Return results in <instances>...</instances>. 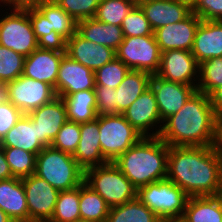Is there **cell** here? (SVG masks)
I'll return each instance as SVG.
<instances>
[{
    "label": "cell",
    "mask_w": 222,
    "mask_h": 222,
    "mask_svg": "<svg viewBox=\"0 0 222 222\" xmlns=\"http://www.w3.org/2000/svg\"><path fill=\"white\" fill-rule=\"evenodd\" d=\"M25 57L0 45V84L5 85L23 74Z\"/></svg>",
    "instance_id": "cell-36"
},
{
    "label": "cell",
    "mask_w": 222,
    "mask_h": 222,
    "mask_svg": "<svg viewBox=\"0 0 222 222\" xmlns=\"http://www.w3.org/2000/svg\"><path fill=\"white\" fill-rule=\"evenodd\" d=\"M122 115L142 136H159L163 127L154 92L149 87ZM160 123V125H158ZM162 123V124H161ZM158 125V126H157ZM154 127L155 131H154ZM152 129V130H151ZM152 131L150 133L149 131Z\"/></svg>",
    "instance_id": "cell-15"
},
{
    "label": "cell",
    "mask_w": 222,
    "mask_h": 222,
    "mask_svg": "<svg viewBox=\"0 0 222 222\" xmlns=\"http://www.w3.org/2000/svg\"><path fill=\"white\" fill-rule=\"evenodd\" d=\"M95 88L94 71L81 63L71 59L65 54L60 62L57 81L56 95L69 96L78 91H85Z\"/></svg>",
    "instance_id": "cell-18"
},
{
    "label": "cell",
    "mask_w": 222,
    "mask_h": 222,
    "mask_svg": "<svg viewBox=\"0 0 222 222\" xmlns=\"http://www.w3.org/2000/svg\"><path fill=\"white\" fill-rule=\"evenodd\" d=\"M137 198L160 218L183 216L189 196L165 178L138 188Z\"/></svg>",
    "instance_id": "cell-6"
},
{
    "label": "cell",
    "mask_w": 222,
    "mask_h": 222,
    "mask_svg": "<svg viewBox=\"0 0 222 222\" xmlns=\"http://www.w3.org/2000/svg\"><path fill=\"white\" fill-rule=\"evenodd\" d=\"M192 12L201 20L222 21V0H198Z\"/></svg>",
    "instance_id": "cell-44"
},
{
    "label": "cell",
    "mask_w": 222,
    "mask_h": 222,
    "mask_svg": "<svg viewBox=\"0 0 222 222\" xmlns=\"http://www.w3.org/2000/svg\"><path fill=\"white\" fill-rule=\"evenodd\" d=\"M80 141V123L67 120L52 141L51 146L73 155Z\"/></svg>",
    "instance_id": "cell-40"
},
{
    "label": "cell",
    "mask_w": 222,
    "mask_h": 222,
    "mask_svg": "<svg viewBox=\"0 0 222 222\" xmlns=\"http://www.w3.org/2000/svg\"><path fill=\"white\" fill-rule=\"evenodd\" d=\"M217 115L209 95L196 91L163 122L159 137L168 146H215Z\"/></svg>",
    "instance_id": "cell-2"
},
{
    "label": "cell",
    "mask_w": 222,
    "mask_h": 222,
    "mask_svg": "<svg viewBox=\"0 0 222 222\" xmlns=\"http://www.w3.org/2000/svg\"><path fill=\"white\" fill-rule=\"evenodd\" d=\"M216 146L222 150V114L217 115Z\"/></svg>",
    "instance_id": "cell-48"
},
{
    "label": "cell",
    "mask_w": 222,
    "mask_h": 222,
    "mask_svg": "<svg viewBox=\"0 0 222 222\" xmlns=\"http://www.w3.org/2000/svg\"><path fill=\"white\" fill-rule=\"evenodd\" d=\"M35 175L58 191L75 189L84 182V170L74 157L52 146L44 147L37 154Z\"/></svg>",
    "instance_id": "cell-4"
},
{
    "label": "cell",
    "mask_w": 222,
    "mask_h": 222,
    "mask_svg": "<svg viewBox=\"0 0 222 222\" xmlns=\"http://www.w3.org/2000/svg\"><path fill=\"white\" fill-rule=\"evenodd\" d=\"M0 209L14 222H29V211L22 179L0 180Z\"/></svg>",
    "instance_id": "cell-23"
},
{
    "label": "cell",
    "mask_w": 222,
    "mask_h": 222,
    "mask_svg": "<svg viewBox=\"0 0 222 222\" xmlns=\"http://www.w3.org/2000/svg\"><path fill=\"white\" fill-rule=\"evenodd\" d=\"M136 5L131 0H100L95 18L107 24L121 26L123 19Z\"/></svg>",
    "instance_id": "cell-34"
},
{
    "label": "cell",
    "mask_w": 222,
    "mask_h": 222,
    "mask_svg": "<svg viewBox=\"0 0 222 222\" xmlns=\"http://www.w3.org/2000/svg\"><path fill=\"white\" fill-rule=\"evenodd\" d=\"M153 31L185 19L192 10L176 0H145L138 4Z\"/></svg>",
    "instance_id": "cell-22"
},
{
    "label": "cell",
    "mask_w": 222,
    "mask_h": 222,
    "mask_svg": "<svg viewBox=\"0 0 222 222\" xmlns=\"http://www.w3.org/2000/svg\"><path fill=\"white\" fill-rule=\"evenodd\" d=\"M121 28L124 37L154 35L148 19L138 4L123 19Z\"/></svg>",
    "instance_id": "cell-38"
},
{
    "label": "cell",
    "mask_w": 222,
    "mask_h": 222,
    "mask_svg": "<svg viewBox=\"0 0 222 222\" xmlns=\"http://www.w3.org/2000/svg\"><path fill=\"white\" fill-rule=\"evenodd\" d=\"M131 1L135 2L136 4H139L140 2L145 1V0H131Z\"/></svg>",
    "instance_id": "cell-54"
},
{
    "label": "cell",
    "mask_w": 222,
    "mask_h": 222,
    "mask_svg": "<svg viewBox=\"0 0 222 222\" xmlns=\"http://www.w3.org/2000/svg\"><path fill=\"white\" fill-rule=\"evenodd\" d=\"M79 209L81 220L106 222L110 207L97 192L83 182L80 185Z\"/></svg>",
    "instance_id": "cell-30"
},
{
    "label": "cell",
    "mask_w": 222,
    "mask_h": 222,
    "mask_svg": "<svg viewBox=\"0 0 222 222\" xmlns=\"http://www.w3.org/2000/svg\"><path fill=\"white\" fill-rule=\"evenodd\" d=\"M181 4L186 5L189 9L193 10L198 0H176Z\"/></svg>",
    "instance_id": "cell-50"
},
{
    "label": "cell",
    "mask_w": 222,
    "mask_h": 222,
    "mask_svg": "<svg viewBox=\"0 0 222 222\" xmlns=\"http://www.w3.org/2000/svg\"><path fill=\"white\" fill-rule=\"evenodd\" d=\"M64 48L71 59L94 72L116 57L112 48L88 41L77 32L64 43Z\"/></svg>",
    "instance_id": "cell-19"
},
{
    "label": "cell",
    "mask_w": 222,
    "mask_h": 222,
    "mask_svg": "<svg viewBox=\"0 0 222 222\" xmlns=\"http://www.w3.org/2000/svg\"><path fill=\"white\" fill-rule=\"evenodd\" d=\"M2 147H17L38 154L44 146L38 140L37 124L23 114L0 141Z\"/></svg>",
    "instance_id": "cell-25"
},
{
    "label": "cell",
    "mask_w": 222,
    "mask_h": 222,
    "mask_svg": "<svg viewBox=\"0 0 222 222\" xmlns=\"http://www.w3.org/2000/svg\"><path fill=\"white\" fill-rule=\"evenodd\" d=\"M27 115L37 124L38 140L44 147L51 146L57 133L68 120L65 103L58 96Z\"/></svg>",
    "instance_id": "cell-17"
},
{
    "label": "cell",
    "mask_w": 222,
    "mask_h": 222,
    "mask_svg": "<svg viewBox=\"0 0 222 222\" xmlns=\"http://www.w3.org/2000/svg\"><path fill=\"white\" fill-rule=\"evenodd\" d=\"M97 115H117L116 89L109 86L95 85Z\"/></svg>",
    "instance_id": "cell-42"
},
{
    "label": "cell",
    "mask_w": 222,
    "mask_h": 222,
    "mask_svg": "<svg viewBox=\"0 0 222 222\" xmlns=\"http://www.w3.org/2000/svg\"><path fill=\"white\" fill-rule=\"evenodd\" d=\"M152 74L130 70L116 88L118 114H122L143 92L150 87Z\"/></svg>",
    "instance_id": "cell-26"
},
{
    "label": "cell",
    "mask_w": 222,
    "mask_h": 222,
    "mask_svg": "<svg viewBox=\"0 0 222 222\" xmlns=\"http://www.w3.org/2000/svg\"><path fill=\"white\" fill-rule=\"evenodd\" d=\"M77 22L95 17L100 0H54Z\"/></svg>",
    "instance_id": "cell-41"
},
{
    "label": "cell",
    "mask_w": 222,
    "mask_h": 222,
    "mask_svg": "<svg viewBox=\"0 0 222 222\" xmlns=\"http://www.w3.org/2000/svg\"><path fill=\"white\" fill-rule=\"evenodd\" d=\"M168 152L159 136H143L113 162L138 189L166 178Z\"/></svg>",
    "instance_id": "cell-3"
},
{
    "label": "cell",
    "mask_w": 222,
    "mask_h": 222,
    "mask_svg": "<svg viewBox=\"0 0 222 222\" xmlns=\"http://www.w3.org/2000/svg\"><path fill=\"white\" fill-rule=\"evenodd\" d=\"M22 115L23 113L6 98L0 101V141Z\"/></svg>",
    "instance_id": "cell-43"
},
{
    "label": "cell",
    "mask_w": 222,
    "mask_h": 222,
    "mask_svg": "<svg viewBox=\"0 0 222 222\" xmlns=\"http://www.w3.org/2000/svg\"><path fill=\"white\" fill-rule=\"evenodd\" d=\"M222 150L215 146H169L166 178L189 197L217 196Z\"/></svg>",
    "instance_id": "cell-1"
},
{
    "label": "cell",
    "mask_w": 222,
    "mask_h": 222,
    "mask_svg": "<svg viewBox=\"0 0 222 222\" xmlns=\"http://www.w3.org/2000/svg\"><path fill=\"white\" fill-rule=\"evenodd\" d=\"M150 88L154 92L162 122L177 113L197 91L192 85L172 82L152 75Z\"/></svg>",
    "instance_id": "cell-14"
},
{
    "label": "cell",
    "mask_w": 222,
    "mask_h": 222,
    "mask_svg": "<svg viewBox=\"0 0 222 222\" xmlns=\"http://www.w3.org/2000/svg\"><path fill=\"white\" fill-rule=\"evenodd\" d=\"M8 9L10 13L0 19V45L27 57L41 45L33 32L29 7Z\"/></svg>",
    "instance_id": "cell-8"
},
{
    "label": "cell",
    "mask_w": 222,
    "mask_h": 222,
    "mask_svg": "<svg viewBox=\"0 0 222 222\" xmlns=\"http://www.w3.org/2000/svg\"><path fill=\"white\" fill-rule=\"evenodd\" d=\"M4 96L23 114H28L57 97L51 85L23 75L4 85Z\"/></svg>",
    "instance_id": "cell-10"
},
{
    "label": "cell",
    "mask_w": 222,
    "mask_h": 222,
    "mask_svg": "<svg viewBox=\"0 0 222 222\" xmlns=\"http://www.w3.org/2000/svg\"><path fill=\"white\" fill-rule=\"evenodd\" d=\"M75 222H90V221H85V220H77V221H75Z\"/></svg>",
    "instance_id": "cell-55"
},
{
    "label": "cell",
    "mask_w": 222,
    "mask_h": 222,
    "mask_svg": "<svg viewBox=\"0 0 222 222\" xmlns=\"http://www.w3.org/2000/svg\"><path fill=\"white\" fill-rule=\"evenodd\" d=\"M159 217L138 198L109 209L106 222H157Z\"/></svg>",
    "instance_id": "cell-31"
},
{
    "label": "cell",
    "mask_w": 222,
    "mask_h": 222,
    "mask_svg": "<svg viewBox=\"0 0 222 222\" xmlns=\"http://www.w3.org/2000/svg\"><path fill=\"white\" fill-rule=\"evenodd\" d=\"M22 182L29 211V222H49L59 191L35 174L22 178Z\"/></svg>",
    "instance_id": "cell-11"
},
{
    "label": "cell",
    "mask_w": 222,
    "mask_h": 222,
    "mask_svg": "<svg viewBox=\"0 0 222 222\" xmlns=\"http://www.w3.org/2000/svg\"><path fill=\"white\" fill-rule=\"evenodd\" d=\"M217 197L219 198V200L222 203V176H221V180H220L219 191H218Z\"/></svg>",
    "instance_id": "cell-52"
},
{
    "label": "cell",
    "mask_w": 222,
    "mask_h": 222,
    "mask_svg": "<svg viewBox=\"0 0 222 222\" xmlns=\"http://www.w3.org/2000/svg\"><path fill=\"white\" fill-rule=\"evenodd\" d=\"M13 175L9 168V164L6 161L3 147L0 145V180H6L12 178Z\"/></svg>",
    "instance_id": "cell-46"
},
{
    "label": "cell",
    "mask_w": 222,
    "mask_h": 222,
    "mask_svg": "<svg viewBox=\"0 0 222 222\" xmlns=\"http://www.w3.org/2000/svg\"><path fill=\"white\" fill-rule=\"evenodd\" d=\"M199 67L200 64L191 51L169 50L162 52L160 67L156 75L168 81L192 85L197 88Z\"/></svg>",
    "instance_id": "cell-13"
},
{
    "label": "cell",
    "mask_w": 222,
    "mask_h": 222,
    "mask_svg": "<svg viewBox=\"0 0 222 222\" xmlns=\"http://www.w3.org/2000/svg\"><path fill=\"white\" fill-rule=\"evenodd\" d=\"M84 182L97 192L110 208L137 198V188L114 162L86 169Z\"/></svg>",
    "instance_id": "cell-5"
},
{
    "label": "cell",
    "mask_w": 222,
    "mask_h": 222,
    "mask_svg": "<svg viewBox=\"0 0 222 222\" xmlns=\"http://www.w3.org/2000/svg\"><path fill=\"white\" fill-rule=\"evenodd\" d=\"M29 18L33 32L41 45H64L55 32L50 29L49 20L36 7H29Z\"/></svg>",
    "instance_id": "cell-39"
},
{
    "label": "cell",
    "mask_w": 222,
    "mask_h": 222,
    "mask_svg": "<svg viewBox=\"0 0 222 222\" xmlns=\"http://www.w3.org/2000/svg\"><path fill=\"white\" fill-rule=\"evenodd\" d=\"M3 98H5V96H4V86L1 85V86H0V101H1Z\"/></svg>",
    "instance_id": "cell-53"
},
{
    "label": "cell",
    "mask_w": 222,
    "mask_h": 222,
    "mask_svg": "<svg viewBox=\"0 0 222 222\" xmlns=\"http://www.w3.org/2000/svg\"><path fill=\"white\" fill-rule=\"evenodd\" d=\"M183 217L186 222H222V203L217 196L189 197Z\"/></svg>",
    "instance_id": "cell-27"
},
{
    "label": "cell",
    "mask_w": 222,
    "mask_h": 222,
    "mask_svg": "<svg viewBox=\"0 0 222 222\" xmlns=\"http://www.w3.org/2000/svg\"><path fill=\"white\" fill-rule=\"evenodd\" d=\"M99 137V115L93 121L80 123V141L72 156L84 171L108 163L102 155Z\"/></svg>",
    "instance_id": "cell-20"
},
{
    "label": "cell",
    "mask_w": 222,
    "mask_h": 222,
    "mask_svg": "<svg viewBox=\"0 0 222 222\" xmlns=\"http://www.w3.org/2000/svg\"><path fill=\"white\" fill-rule=\"evenodd\" d=\"M130 69L116 57L109 63L97 69L95 74V85L109 86L116 89L123 81Z\"/></svg>",
    "instance_id": "cell-37"
},
{
    "label": "cell",
    "mask_w": 222,
    "mask_h": 222,
    "mask_svg": "<svg viewBox=\"0 0 222 222\" xmlns=\"http://www.w3.org/2000/svg\"><path fill=\"white\" fill-rule=\"evenodd\" d=\"M61 98L66 106L68 120L85 123L97 118L94 89L78 91L69 96H61Z\"/></svg>",
    "instance_id": "cell-28"
},
{
    "label": "cell",
    "mask_w": 222,
    "mask_h": 222,
    "mask_svg": "<svg viewBox=\"0 0 222 222\" xmlns=\"http://www.w3.org/2000/svg\"><path fill=\"white\" fill-rule=\"evenodd\" d=\"M76 32L88 41L117 50L123 42L121 26L98 21L95 17L77 22Z\"/></svg>",
    "instance_id": "cell-24"
},
{
    "label": "cell",
    "mask_w": 222,
    "mask_h": 222,
    "mask_svg": "<svg viewBox=\"0 0 222 222\" xmlns=\"http://www.w3.org/2000/svg\"><path fill=\"white\" fill-rule=\"evenodd\" d=\"M66 54L64 45H40L29 56L25 57L23 76L46 82L56 93V81L59 65Z\"/></svg>",
    "instance_id": "cell-12"
},
{
    "label": "cell",
    "mask_w": 222,
    "mask_h": 222,
    "mask_svg": "<svg viewBox=\"0 0 222 222\" xmlns=\"http://www.w3.org/2000/svg\"><path fill=\"white\" fill-rule=\"evenodd\" d=\"M191 53L199 64L213 57H222L221 20H201L195 32Z\"/></svg>",
    "instance_id": "cell-21"
},
{
    "label": "cell",
    "mask_w": 222,
    "mask_h": 222,
    "mask_svg": "<svg viewBox=\"0 0 222 222\" xmlns=\"http://www.w3.org/2000/svg\"><path fill=\"white\" fill-rule=\"evenodd\" d=\"M99 140L103 157L115 161L143 136L122 114L99 115Z\"/></svg>",
    "instance_id": "cell-7"
},
{
    "label": "cell",
    "mask_w": 222,
    "mask_h": 222,
    "mask_svg": "<svg viewBox=\"0 0 222 222\" xmlns=\"http://www.w3.org/2000/svg\"><path fill=\"white\" fill-rule=\"evenodd\" d=\"M47 0H0V6H8L9 8H27L35 7L37 4ZM2 4L4 5H1Z\"/></svg>",
    "instance_id": "cell-45"
},
{
    "label": "cell",
    "mask_w": 222,
    "mask_h": 222,
    "mask_svg": "<svg viewBox=\"0 0 222 222\" xmlns=\"http://www.w3.org/2000/svg\"><path fill=\"white\" fill-rule=\"evenodd\" d=\"M209 97L216 115L222 114V86L218 87Z\"/></svg>",
    "instance_id": "cell-47"
},
{
    "label": "cell",
    "mask_w": 222,
    "mask_h": 222,
    "mask_svg": "<svg viewBox=\"0 0 222 222\" xmlns=\"http://www.w3.org/2000/svg\"><path fill=\"white\" fill-rule=\"evenodd\" d=\"M201 19L191 12L182 21L168 24L154 31V36L161 52L169 50L191 51L196 29Z\"/></svg>",
    "instance_id": "cell-16"
},
{
    "label": "cell",
    "mask_w": 222,
    "mask_h": 222,
    "mask_svg": "<svg viewBox=\"0 0 222 222\" xmlns=\"http://www.w3.org/2000/svg\"><path fill=\"white\" fill-rule=\"evenodd\" d=\"M222 86V57H213L200 63L197 91L211 95Z\"/></svg>",
    "instance_id": "cell-35"
},
{
    "label": "cell",
    "mask_w": 222,
    "mask_h": 222,
    "mask_svg": "<svg viewBox=\"0 0 222 222\" xmlns=\"http://www.w3.org/2000/svg\"><path fill=\"white\" fill-rule=\"evenodd\" d=\"M80 186L67 191H59L52 218L49 222H75L81 219Z\"/></svg>",
    "instance_id": "cell-32"
},
{
    "label": "cell",
    "mask_w": 222,
    "mask_h": 222,
    "mask_svg": "<svg viewBox=\"0 0 222 222\" xmlns=\"http://www.w3.org/2000/svg\"><path fill=\"white\" fill-rule=\"evenodd\" d=\"M0 222H14L4 211L0 209Z\"/></svg>",
    "instance_id": "cell-51"
},
{
    "label": "cell",
    "mask_w": 222,
    "mask_h": 222,
    "mask_svg": "<svg viewBox=\"0 0 222 222\" xmlns=\"http://www.w3.org/2000/svg\"><path fill=\"white\" fill-rule=\"evenodd\" d=\"M48 20L50 29L65 43L77 29V21L67 14L54 0L43 1L35 6Z\"/></svg>",
    "instance_id": "cell-29"
},
{
    "label": "cell",
    "mask_w": 222,
    "mask_h": 222,
    "mask_svg": "<svg viewBox=\"0 0 222 222\" xmlns=\"http://www.w3.org/2000/svg\"><path fill=\"white\" fill-rule=\"evenodd\" d=\"M116 58L130 70L155 75L160 67L161 50L154 35L124 37L115 51Z\"/></svg>",
    "instance_id": "cell-9"
},
{
    "label": "cell",
    "mask_w": 222,
    "mask_h": 222,
    "mask_svg": "<svg viewBox=\"0 0 222 222\" xmlns=\"http://www.w3.org/2000/svg\"><path fill=\"white\" fill-rule=\"evenodd\" d=\"M13 177L25 178L35 174L36 154L17 147H3Z\"/></svg>",
    "instance_id": "cell-33"
},
{
    "label": "cell",
    "mask_w": 222,
    "mask_h": 222,
    "mask_svg": "<svg viewBox=\"0 0 222 222\" xmlns=\"http://www.w3.org/2000/svg\"><path fill=\"white\" fill-rule=\"evenodd\" d=\"M157 222H186L183 216L160 217Z\"/></svg>",
    "instance_id": "cell-49"
}]
</instances>
